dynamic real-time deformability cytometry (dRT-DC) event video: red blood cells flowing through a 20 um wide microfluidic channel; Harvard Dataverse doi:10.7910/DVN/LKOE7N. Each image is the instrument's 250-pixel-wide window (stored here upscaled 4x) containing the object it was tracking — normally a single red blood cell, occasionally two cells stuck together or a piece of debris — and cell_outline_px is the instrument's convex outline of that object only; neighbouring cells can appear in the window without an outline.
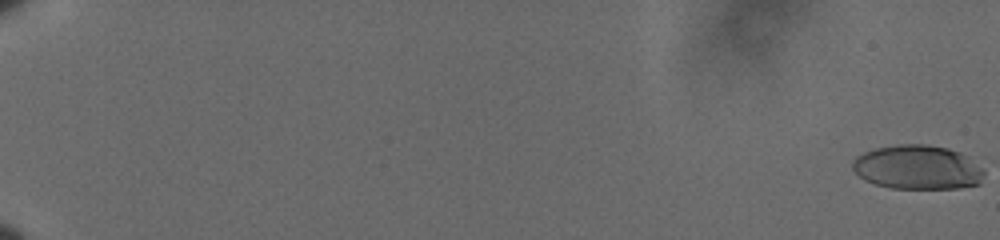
{"species": "human", "species_latin": "Homo sapiens", "temperature_condition": "cold", "stored_images_in_passage": 62, "camera_frame_rate_fps": 3000, "um_per_image_px": 0.085, "donor": {"sex": "male"}, "frame": {"image": 1, "passage_image": 1, "time_ms": 0.0, "image_size_px": [1000, 240], "cell_outline_px": [[984, 172], [980, 184], [960, 188], [892, 188], [876, 184], [864, 180], [852, 168], [852, 160], [856, 156], [864, 152], [876, 148], [900, 144], [924, 144], [948, 148], [960, 152], [980, 168]], "centroid_in_image_um": [77.96, 14.22], "position_along_channel_um": 7.0, "area_um2": 33.64}}
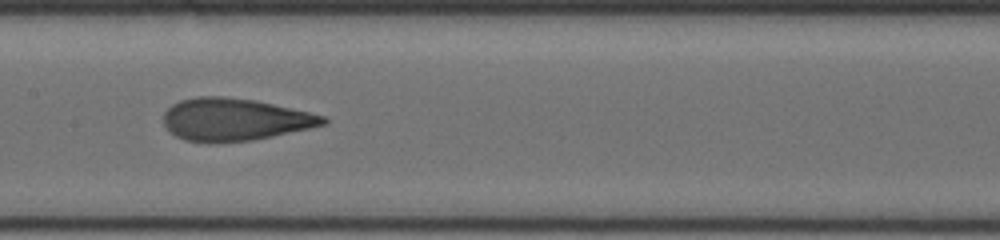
{"frame": {"image": 2, "passage_image": 36, "time_ms": 11.667, "image_size_px": [1000, 240], "cell_outline_px": [[328, 124], [272, 136], [252, 140], [184, 140], [176, 136], [164, 124], [164, 112], [172, 104], [180, 100], [196, 96], [224, 96], [256, 100], [308, 112], [324, 116], [328, 120]], "centroid_in_image_um": [19.96, 10.11], "position_along_channel_um": 187.4, "area_um2": 38.61}}
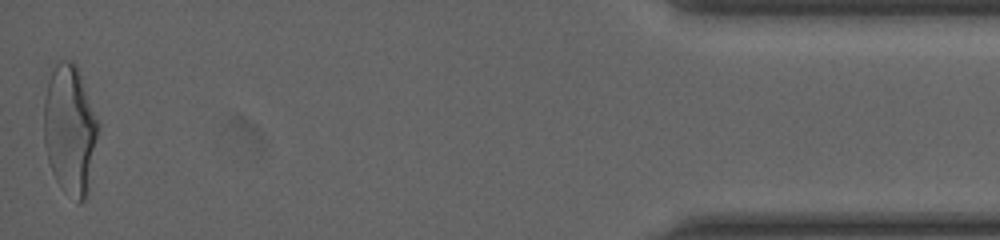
{"frame": {"image": 3, "passage_image": 62, "time_ms": 20.333, "image_size_px": [1000, 240], "cell_outline_px": [[100, 124], [88, 196], [80, 204], [56, 180], [52, 172], [48, 160], [44, 144], [44, 100], [48, 80], [56, 64], [60, 60], [68, 60], [76, 64]], "centroid_in_image_um": [5.96, 11.03], "position_along_channel_um": 429.2, "area_um2": 41.1}, "authors_computed_cell_mechanics": {"area_um2": 38.148, "velocity_mm_per_s": 3.6165, "shape_relaxation_time_tau1_ms": 5.6801, "shape_relaxation_time_tau2_ms": 1.0587, "deformation_change_tau1": 0.2087, "deformation_change_tau2": 0.0969}}